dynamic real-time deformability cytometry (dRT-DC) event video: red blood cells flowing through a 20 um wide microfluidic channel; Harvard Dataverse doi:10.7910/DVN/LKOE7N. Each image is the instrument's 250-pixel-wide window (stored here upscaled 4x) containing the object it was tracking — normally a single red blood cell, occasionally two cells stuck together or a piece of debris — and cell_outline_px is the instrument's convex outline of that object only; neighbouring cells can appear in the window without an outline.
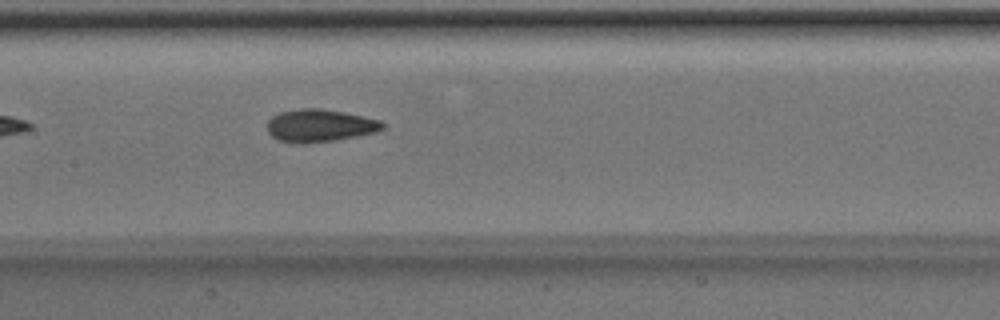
{"species": "Egyptian fruit bat (a non-hibernating species)", "species_latin": "Rousettus aegyptiacus", "temperature_condition": "room temperature", "stored_images_in_passage": 6, "camera_frame_rate_fps": 3000, "um_per_image_px": 0.085, "animal": {"sex": "male"}, "frame": {"image": 1, "passage_image": 6, "time_ms": 1.667, "image_size_px": [1000, 320], "cell_outline_px": [[384, 128], [376, 132], [336, 140], [304, 144], [296, 144], [276, 140], [268, 132], [268, 120], [272, 116], [280, 112], [300, 108], [320, 108], [364, 116], [380, 120], [384, 124]], "centroid_in_image_um": [27.16, 10.68], "position_along_channel_um": 180.2, "area_um2": 22.08}}